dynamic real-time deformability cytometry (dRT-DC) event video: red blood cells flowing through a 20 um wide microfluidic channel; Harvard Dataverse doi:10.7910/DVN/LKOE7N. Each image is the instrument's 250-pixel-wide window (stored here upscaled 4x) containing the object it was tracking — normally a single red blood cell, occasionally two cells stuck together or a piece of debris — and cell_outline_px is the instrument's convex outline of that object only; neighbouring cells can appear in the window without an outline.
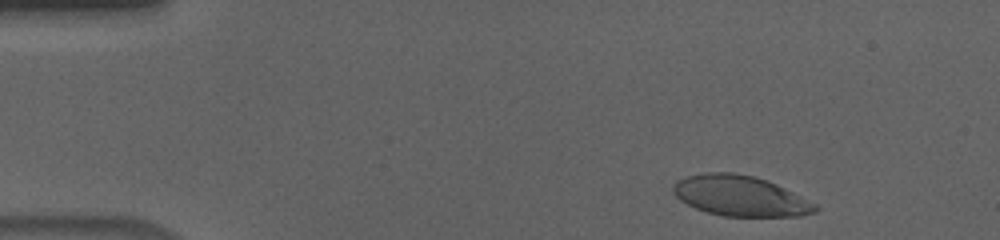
{"species": "human", "species_latin": "Homo sapiens", "temperature_condition": "cold", "stored_images_in_passage": 52, "camera_frame_rate_fps": 3000, "um_per_image_px": 0.085, "donor": {"sex": "male"}, "frame": {"image": 1, "passage_image": 3, "time_ms": 0.667, "image_size_px": [1000, 240], "cell_outline_px": [[820, 208], [816, 212], [800, 216], [724, 216], [704, 212], [680, 200], [672, 192], [672, 184], [676, 180], [684, 176], [708, 172], [732, 172], [752, 176], [776, 184], [816, 204]], "centroid_in_image_um": [62.87, 16.65], "position_along_channel_um": 22.1, "area_um2": 33.47}}
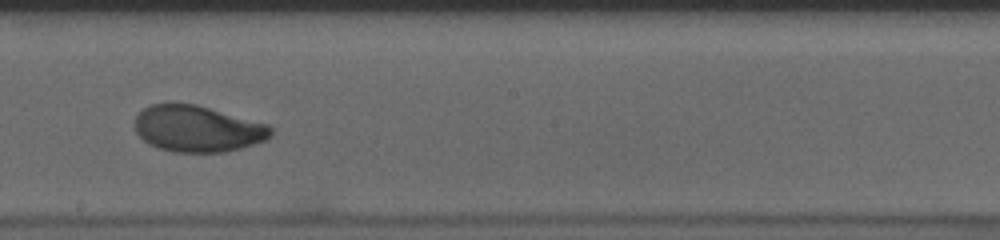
{"frame": {"image": 2, "passage_image": 28, "time_ms": 9.0, "image_size_px": [1000, 240], "cell_outline_px": [[272, 136], [268, 140], [228, 152], [172, 152], [156, 148], [148, 144], [136, 132], [136, 116], [144, 108], [152, 104], [168, 100], [172, 100], [196, 104], [268, 124], [272, 128]], "centroid_in_image_um": [16.78, 10.92], "position_along_channel_um": 231.4, "area_um2": 37.51}}
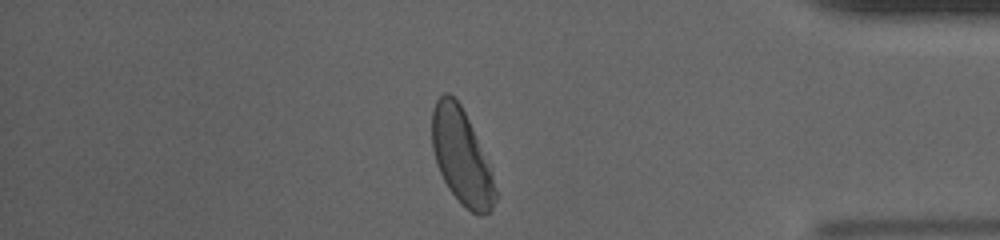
{"frame": {"image": 3, "passage_image": 44, "time_ms": 14.333, "image_size_px": [1000, 240], "cell_outline_px": [[496, 200], [492, 208], [488, 212], [480, 216], [472, 212], [460, 204], [448, 188], [436, 164], [432, 148], [432, 112], [436, 100], [444, 92], [448, 92], [460, 104], [472, 128], [492, 176], [496, 188]], "centroid_in_image_um": [39.19, 13.35], "position_along_channel_um": 396.0, "area_um2": 34.45}, "authors_computed_cell_mechanics": {"area_um2": 36.7608, "velocity_mm_per_s": 3.6114, "shape_relaxation_time_tau1_ms": 3.9791, "shape_relaxation_time_tau2_ms": 1.0118, "deformation_change_tau1": 0.1731, "deformation_change_tau2": 0.0489}}